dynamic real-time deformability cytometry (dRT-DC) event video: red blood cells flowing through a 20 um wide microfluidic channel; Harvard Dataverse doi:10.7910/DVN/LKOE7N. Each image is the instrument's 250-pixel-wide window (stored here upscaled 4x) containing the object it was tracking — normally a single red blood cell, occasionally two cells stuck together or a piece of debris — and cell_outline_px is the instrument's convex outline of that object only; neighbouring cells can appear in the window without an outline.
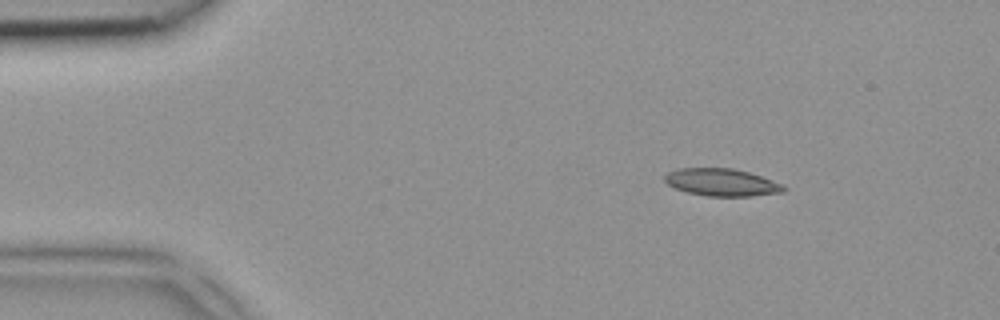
{"species": "common noctule bat (a hibernating species)", "species_latin": "Nyctalus noctula", "temperature_condition": "room temperature", "stored_images_in_passage": 2, "camera_frame_rate_fps": 3000, "um_per_image_px": 0.085, "animal": {"sex": "female", "body_mass_g": 18.4}, "frame": {"image": 1, "passage_image": 1, "time_ms": 0.0, "image_size_px": [1000, 320], "cell_outline_px": [[788, 188], [784, 192], [748, 196], [708, 196], [688, 192], [676, 188], [668, 184], [664, 180], [664, 176], [668, 172], [676, 168], [732, 168], [748, 172], [784, 184]], "centroid_in_image_um": [61.36, 15.49], "position_along_channel_um": 23.6, "area_um2": 18.96}}